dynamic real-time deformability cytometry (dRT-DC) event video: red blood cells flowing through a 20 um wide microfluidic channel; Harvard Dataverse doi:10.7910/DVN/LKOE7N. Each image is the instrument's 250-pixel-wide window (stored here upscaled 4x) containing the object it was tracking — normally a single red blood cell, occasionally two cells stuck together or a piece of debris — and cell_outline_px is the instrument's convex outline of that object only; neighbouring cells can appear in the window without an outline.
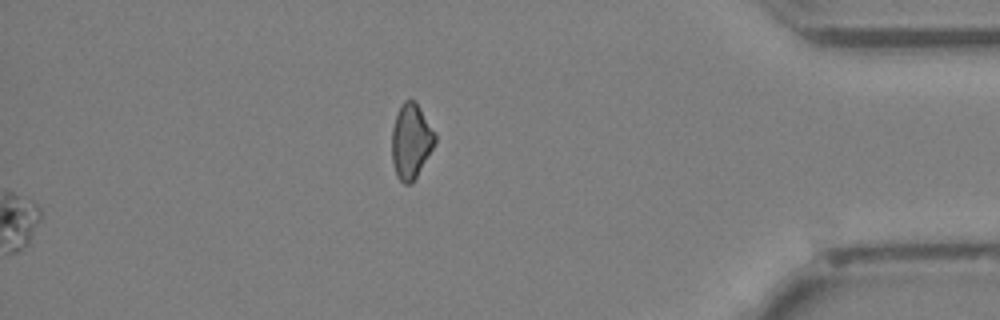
{"species": "Egyptian fruit bat (a non-hibernating species)", "species_latin": "Rousettus aegyptiacus", "temperature_condition": "cold", "stored_images_in_passage": 37, "segment_of_instrument_passage": [2, 2], "camera_frame_rate_fps": 3000, "um_per_image_px": 0.085, "animal": {"sex": "female"}, "frame": {"image": 1, "passage_image": 37, "time_ms": 12.0, "image_size_px": [1000, 320], "cell_outline_px": [[436, 140], [432, 148], [412, 184], [404, 184], [396, 176], [392, 160], [392, 128], [400, 104], [404, 100], [416, 100], [436, 132]], "centroid_in_image_um": [34.94, 11.97], "position_along_channel_um": 400.3, "area_um2": 18.96}}